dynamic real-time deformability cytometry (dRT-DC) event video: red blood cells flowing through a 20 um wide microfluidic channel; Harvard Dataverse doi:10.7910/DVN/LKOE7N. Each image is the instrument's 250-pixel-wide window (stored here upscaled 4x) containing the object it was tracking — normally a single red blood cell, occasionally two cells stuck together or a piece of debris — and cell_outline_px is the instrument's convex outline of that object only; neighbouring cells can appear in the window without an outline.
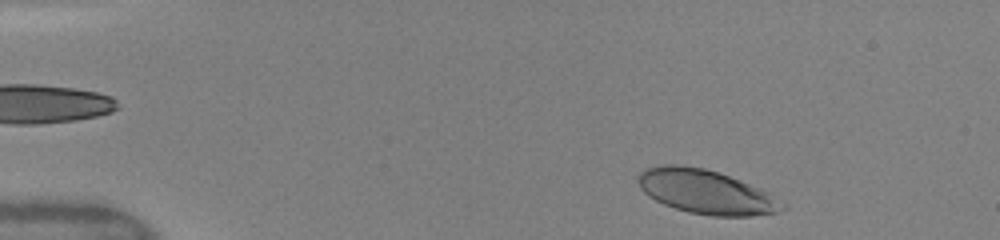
{"species": "human", "species_latin": "Homo sapiens", "temperature_condition": "warm", "stored_images_in_passage": 5, "camera_frame_rate_fps": 3000, "um_per_image_px": 0.085, "donor": {"sex": "female"}, "frame": {"image": 1, "passage_image": 3, "time_ms": 0.333, "image_size_px": [1000, 240], "cell_outline_px": [[788, 208], [776, 212], [752, 216], [712, 216], [688, 212], [664, 204], [648, 196], [640, 188], [636, 180], [640, 172], [644, 168], [660, 164], [676, 164], [704, 168], [740, 180], [760, 188], [768, 192], [788, 204]], "centroid_in_image_um": [60.01, 16.3], "position_along_channel_um": 25.0, "area_um2": 37.28}}